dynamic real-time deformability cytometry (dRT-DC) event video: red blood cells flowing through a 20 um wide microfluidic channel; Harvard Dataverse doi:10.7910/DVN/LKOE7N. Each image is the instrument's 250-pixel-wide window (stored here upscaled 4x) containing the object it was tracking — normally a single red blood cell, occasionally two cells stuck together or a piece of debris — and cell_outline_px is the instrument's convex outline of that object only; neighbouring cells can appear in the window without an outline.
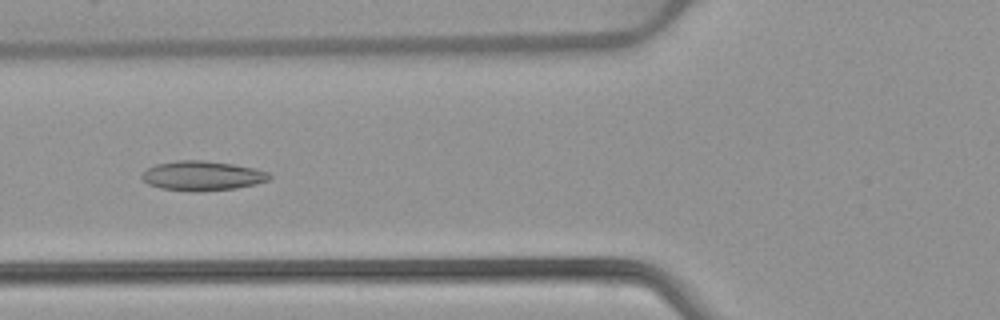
{"species": "common noctule bat (a hibernating species)", "species_latin": "Nyctalus noctula", "temperature_condition": "warm", "stored_images_in_passage": 52, "camera_frame_rate_fps": 3000, "um_per_image_px": 0.085, "animal": {"sex": "female", "body_mass_g": 22.7, "forearm_length_mm": 54.2}, "frame": {"image": 1, "passage_image": 20, "time_ms": 6.333, "image_size_px": [1000, 320], "cell_outline_px": [[272, 176], [268, 180], [256, 184], [236, 188], [200, 192], [196, 192], [160, 188], [148, 184], [140, 176], [148, 168], [156, 164], [176, 160], [204, 160], [232, 164], [256, 168], [268, 172]], "centroid_in_image_um": [17.21, 14.94], "position_along_channel_um": 108.6, "area_um2": 22.08}}
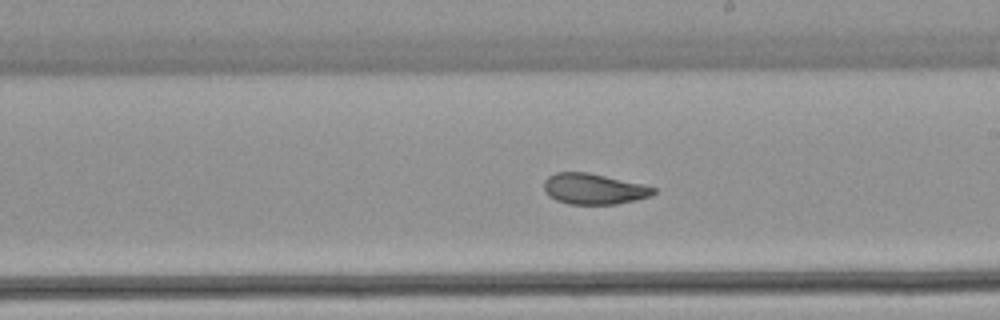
{"frame": {"image": 2, "passage_image": 30, "time_ms": 9.667, "image_size_px": [1000, 320], "cell_outline_px": [[656, 192], [648, 196], [636, 200], [616, 204], [568, 204], [556, 200], [548, 196], [544, 192], [544, 180], [548, 176], [556, 172], [588, 172], [640, 184], [656, 188]], "centroid_in_image_um": [50.41, 16.06], "position_along_channel_um": 238.6, "area_um2": 19.54}}
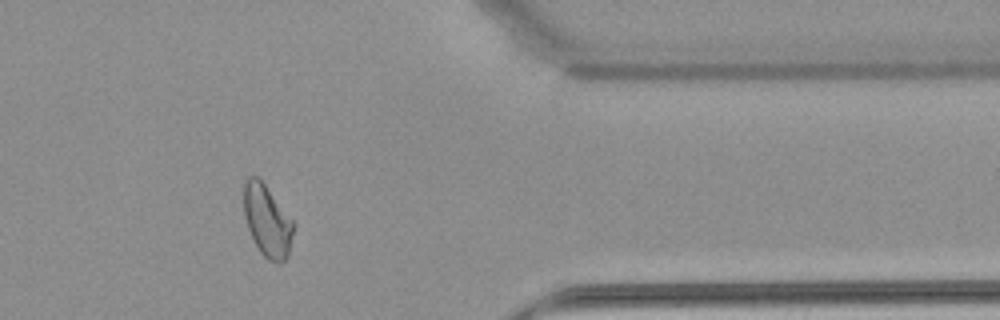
{"frame": {"image": 3, "passage_image": 43, "time_ms": 14.0, "image_size_px": [1000, 320], "cell_outline_px": [[296, 224], [288, 256], [280, 264], [276, 264], [268, 260], [260, 252], [248, 228], [244, 216], [244, 180], [248, 176], [256, 176], [264, 184]], "centroid_in_image_um": [22.73, 18.8], "position_along_channel_um": 388.7, "area_um2": 20.81}, "authors_computed_cell_mechanics": {"area_um2": 22.0796, "velocity_mm_per_s": 3.8996, "shape_relaxation_time_tau1_ms": null, "shape_relaxation_time_tau2_ms": 1.8576, "deformation_change_tau1": null, "deformation_change_tau2": 0.0766}}